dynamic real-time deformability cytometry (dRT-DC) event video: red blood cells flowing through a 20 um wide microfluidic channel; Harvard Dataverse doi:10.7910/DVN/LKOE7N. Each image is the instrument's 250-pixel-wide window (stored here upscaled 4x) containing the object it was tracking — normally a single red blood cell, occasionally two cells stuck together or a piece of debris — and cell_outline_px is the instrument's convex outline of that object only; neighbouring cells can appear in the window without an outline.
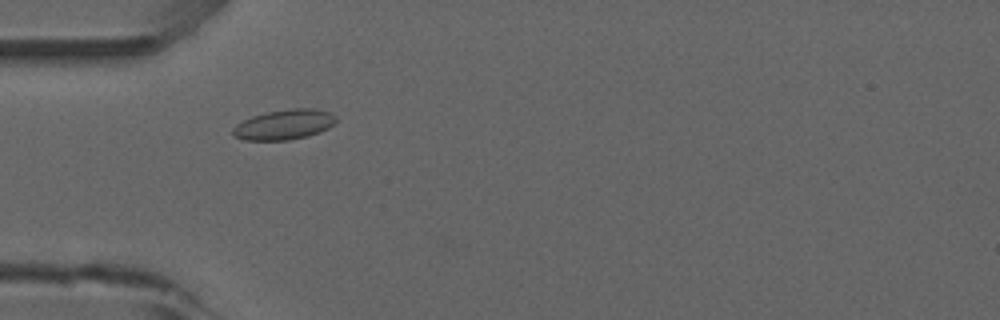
{"species": "common noctule bat (a hibernating species)", "species_latin": "Nyctalus noctula", "temperature_condition": "room temperature", "stored_images_in_passage": 23, "camera_frame_rate_fps": 3000, "um_per_image_px": 0.085, "animal": {"sex": "male", "forearm_length_mm": 52.5}, "frame": {"image": 1, "passage_image": 13, "time_ms": 4.0, "image_size_px": [1000, 320], "cell_outline_px": [[336, 120], [328, 128], [320, 132], [308, 136], [288, 140], [244, 140], [232, 136], [232, 128], [236, 124], [252, 116], [268, 112], [292, 108], [316, 108], [332, 112], [336, 116]], "centroid_in_image_um": [24.16, 10.59], "position_along_channel_um": 60.8, "area_um2": 18.21}}
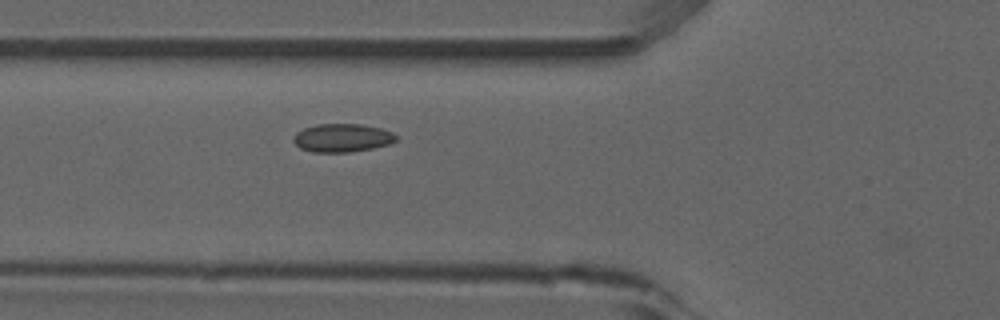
{"frame": {"image": 2, "passage_image": 16, "time_ms": 5.0, "image_size_px": [1000, 320], "cell_outline_px": [[396, 140], [388, 144], [372, 148], [348, 152], [312, 152], [300, 148], [292, 140], [292, 136], [296, 132], [304, 128], [316, 124], [360, 124], [380, 128], [392, 132], [396, 136]], "centroid_in_image_um": [29.04, 11.71], "position_along_channel_um": 96.8, "area_um2": 16.88}}
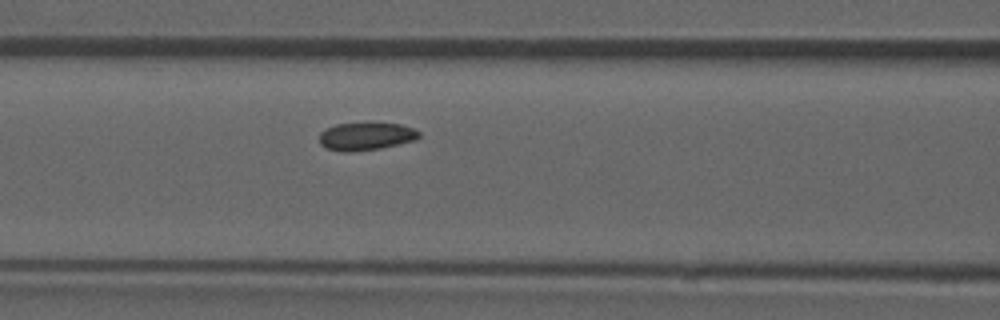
{"frame": {"image": 3, "passage_image": 19, "time_ms": 6.0, "image_size_px": [1000, 320], "cell_outline_px": [[420, 136], [416, 140], [380, 148], [352, 152], [344, 152], [328, 148], [320, 144], [320, 132], [336, 124], [368, 120], [372, 120], [400, 124], [412, 128], [420, 132]], "centroid_in_image_um": [31.13, 11.53], "position_along_channel_um": 135.5, "area_um2": 16.76}}